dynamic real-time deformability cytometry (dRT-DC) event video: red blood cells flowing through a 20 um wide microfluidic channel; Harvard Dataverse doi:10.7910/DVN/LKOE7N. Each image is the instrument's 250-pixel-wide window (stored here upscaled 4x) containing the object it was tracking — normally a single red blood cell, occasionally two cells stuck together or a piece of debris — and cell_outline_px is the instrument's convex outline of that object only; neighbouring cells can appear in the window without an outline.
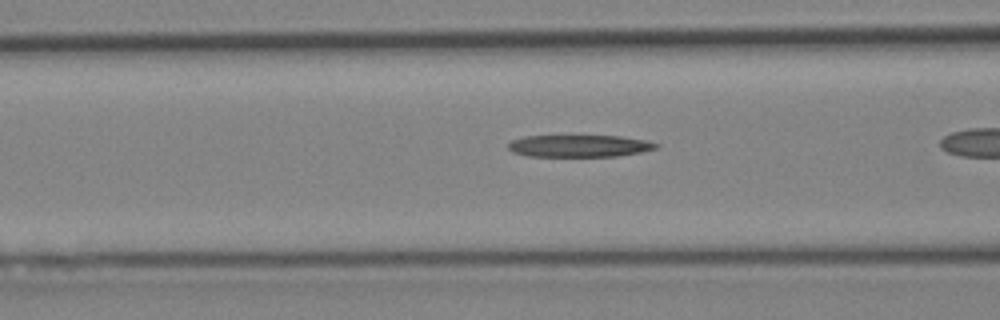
{"species": "Egyptian fruit bat (a non-hibernating species)", "species_latin": "Rousettus aegyptiacus", "temperature_condition": "cold", "stored_images_in_passage": 16, "camera_frame_rate_fps": 3000, "um_per_image_px": 0.085, "animal": {"sex": "female"}, "frame": {"image": 1, "passage_image": 14, "time_ms": 4.333, "image_size_px": [1000, 320], "cell_outline_px": [[660, 144], [656, 148], [640, 152], [616, 156], [528, 156], [512, 152], [508, 148], [508, 144], [512, 140], [524, 136], [620, 136], [644, 140]], "centroid_in_image_um": [49.21, 12.4], "position_along_channel_um": 117.4, "area_um2": 18.84}}